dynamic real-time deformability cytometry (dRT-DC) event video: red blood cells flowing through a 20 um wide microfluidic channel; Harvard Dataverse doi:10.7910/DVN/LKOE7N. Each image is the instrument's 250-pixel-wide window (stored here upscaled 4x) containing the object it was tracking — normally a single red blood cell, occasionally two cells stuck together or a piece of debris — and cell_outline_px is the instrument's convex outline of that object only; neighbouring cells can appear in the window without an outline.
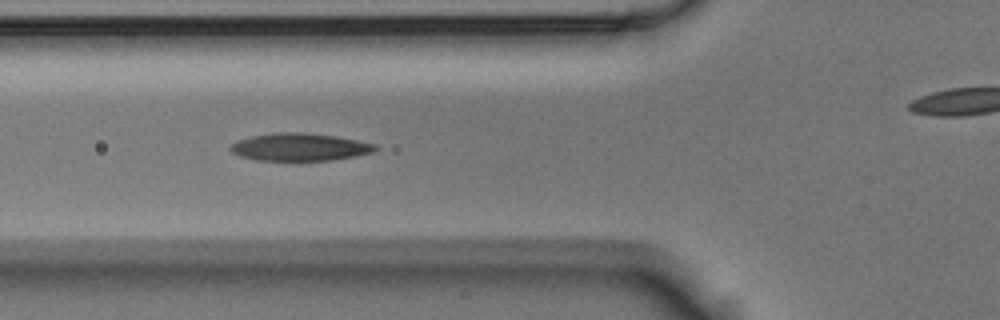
{"species": "Egyptian fruit bat (a non-hibernating species)", "species_latin": "Rousettus aegyptiacus", "temperature_condition": "room temperature", "stored_images_in_passage": 10, "segment_of_instrument_passage": [1, 2], "camera_frame_rate_fps": 3000, "um_per_image_px": 0.085, "animal": {"sex": "male"}, "frame": {"image": 1, "passage_image": 4, "time_ms": 1.0, "image_size_px": [1000, 320], "cell_outline_px": [[380, 148], [372, 152], [356, 156], [332, 160], [256, 160], [240, 156], [232, 152], [228, 148], [236, 140], [252, 136], [276, 132], [304, 132], [336, 136], [376, 144]], "centroid_in_image_um": [25.47, 12.49], "position_along_channel_um": 100.3, "area_um2": 23.35}}
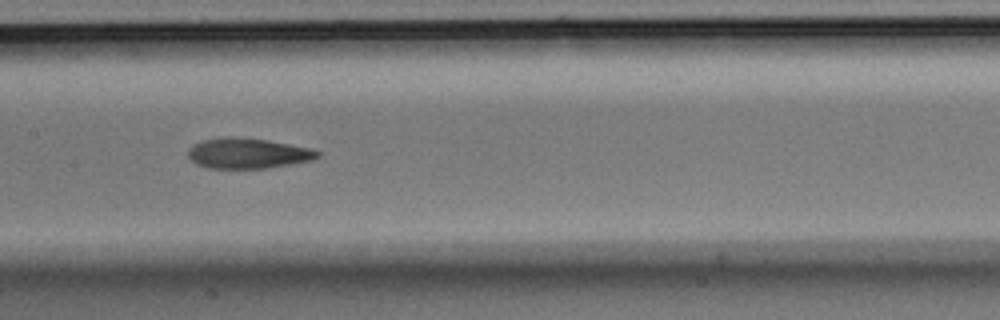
{"frame": {"image": 2, "passage_image": 6, "time_ms": 1.667, "image_size_px": [1000, 320], "cell_outline_px": [[320, 156], [312, 160], [292, 164], [264, 168], [208, 168], [196, 164], [188, 156], [188, 148], [192, 144], [200, 140], [224, 136], [236, 136], [268, 140], [308, 148], [320, 152]], "centroid_in_image_um": [21.01, 13.02], "position_along_channel_um": 186.4, "area_um2": 23.06}}
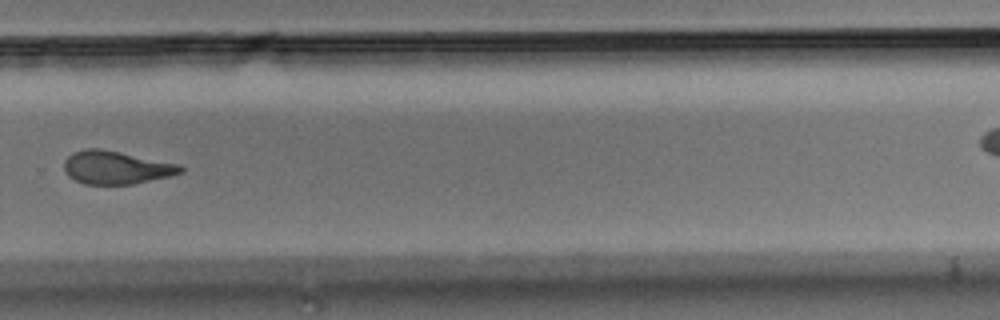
{"frame": {"image": 3, "passage_image": 9, "time_ms": 2.667, "image_size_px": [1000, 320], "cell_outline_px": [[184, 172], [172, 176], [132, 184], [84, 184], [68, 176], [64, 172], [64, 160], [72, 152], [84, 148], [100, 148], [180, 164], [184, 168]], "centroid_in_image_um": [9.87, 14.23], "position_along_channel_um": 319.9, "area_um2": 22.66}}